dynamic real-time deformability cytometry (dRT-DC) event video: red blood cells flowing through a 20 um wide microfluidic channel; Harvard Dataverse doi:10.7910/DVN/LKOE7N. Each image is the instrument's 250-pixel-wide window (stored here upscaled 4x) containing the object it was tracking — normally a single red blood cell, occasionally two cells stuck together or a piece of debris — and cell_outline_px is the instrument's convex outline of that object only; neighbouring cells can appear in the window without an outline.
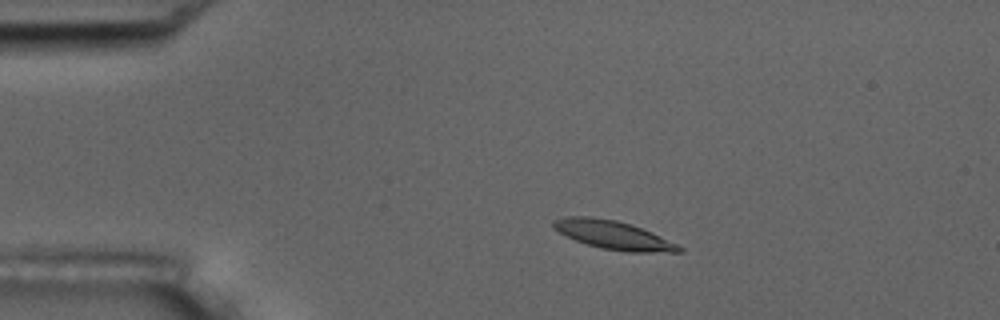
{"species": "common noctule bat (a hibernating species)", "species_latin": "Nyctalus noctula", "temperature_condition": "room temperature", "stored_images_in_passage": 5, "camera_frame_rate_fps": 3000, "um_per_image_px": 0.085, "animal": {"sex": "male", "body_mass_g": 17.5, "forearm_length_mm": 52.3}, "frame": {"image": 1, "passage_image": 1, "time_ms": 0.0, "image_size_px": [1000, 320], "cell_outline_px": [[684, 252], [628, 252], [600, 248], [576, 240], [552, 228], [552, 220], [564, 216], [592, 216], [616, 220], [632, 224], [652, 232], [684, 248]], "centroid_in_image_um": [52.12, 19.96], "position_along_channel_um": 32.9, "area_um2": 20.92}}